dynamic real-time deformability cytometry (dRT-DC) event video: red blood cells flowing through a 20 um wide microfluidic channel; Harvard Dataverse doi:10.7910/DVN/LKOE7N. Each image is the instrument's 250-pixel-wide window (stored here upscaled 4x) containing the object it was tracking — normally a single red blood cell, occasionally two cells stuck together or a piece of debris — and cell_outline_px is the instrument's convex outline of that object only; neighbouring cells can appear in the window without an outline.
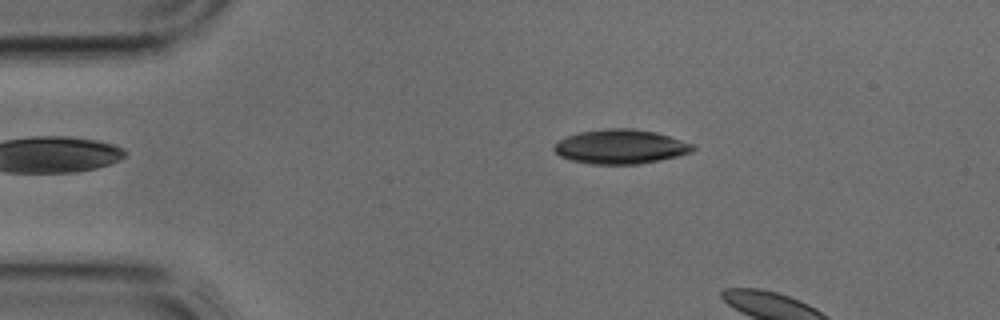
{"species": "common noctule bat (a hibernating species)", "species_latin": "Nyctalus noctula", "temperature_condition": "cold", "stored_images_in_passage": 4, "camera_frame_rate_fps": 3000, "um_per_image_px": 0.085, "animal": {"sex": "male", "body_mass_g": 17.9, "forearm_length_mm": 54.2}, "frame": {"image": 1, "passage_image": 3, "time_ms": 0.667, "image_size_px": [1000, 320], "cell_outline_px": [[696, 148], [692, 152], [680, 156], [640, 164], [588, 164], [572, 160], [560, 156], [552, 148], [556, 140], [580, 132], [604, 128], [632, 128], [656, 132], [696, 144]], "centroid_in_image_um": [52.77, 12.46], "position_along_channel_um": 32.2, "area_um2": 28.15}}